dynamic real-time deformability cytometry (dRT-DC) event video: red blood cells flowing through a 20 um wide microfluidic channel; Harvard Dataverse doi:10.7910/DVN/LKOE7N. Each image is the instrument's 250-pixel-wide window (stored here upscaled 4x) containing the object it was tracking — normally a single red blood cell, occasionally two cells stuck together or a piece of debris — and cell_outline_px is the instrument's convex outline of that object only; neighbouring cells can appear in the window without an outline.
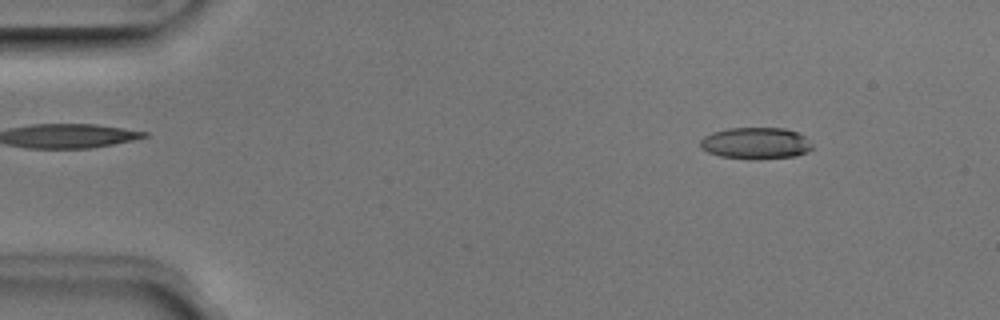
{"species": "Egyptian fruit bat (a non-hibernating species)", "species_latin": "Rousettus aegyptiacus", "temperature_condition": "room temperature", "stored_images_in_passage": 15, "camera_frame_rate_fps": 3000, "um_per_image_px": 0.085, "animal": {"sex": "male"}, "frame": {"image": 1, "passage_image": 6, "time_ms": 1.667, "image_size_px": [1000, 320], "cell_outline_px": [[812, 148], [808, 152], [796, 156], [760, 160], [748, 160], [720, 156], [708, 152], [700, 148], [700, 140], [704, 136], [712, 132], [728, 128], [784, 128], [796, 132], [804, 136], [812, 144]], "centroid_in_image_um": [64.23, 12.19], "position_along_channel_um": 20.8, "area_um2": 20.98}}
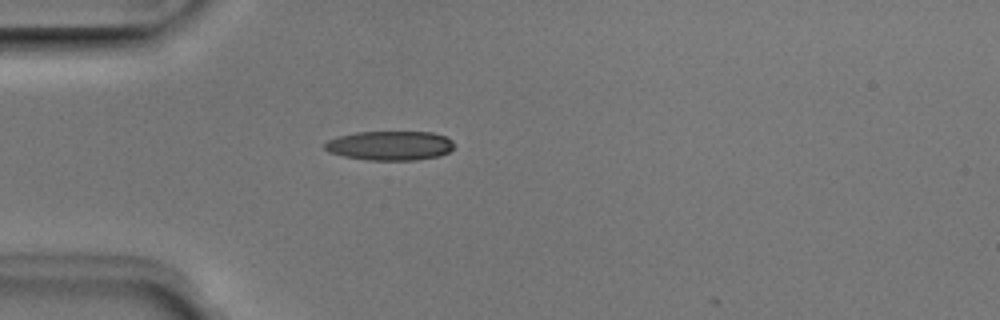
{"frame": {"image": 2, "passage_image": 14, "time_ms": 4.333, "image_size_px": [1000, 320], "cell_outline_px": [[456, 144], [448, 152], [440, 156], [416, 160], [368, 160], [344, 156], [328, 152], [324, 148], [324, 144], [328, 140], [336, 136], [356, 132], [432, 132], [444, 136], [452, 140]], "centroid_in_image_um": [33.14, 12.37], "position_along_channel_um": 51.9, "area_um2": 22.25}}